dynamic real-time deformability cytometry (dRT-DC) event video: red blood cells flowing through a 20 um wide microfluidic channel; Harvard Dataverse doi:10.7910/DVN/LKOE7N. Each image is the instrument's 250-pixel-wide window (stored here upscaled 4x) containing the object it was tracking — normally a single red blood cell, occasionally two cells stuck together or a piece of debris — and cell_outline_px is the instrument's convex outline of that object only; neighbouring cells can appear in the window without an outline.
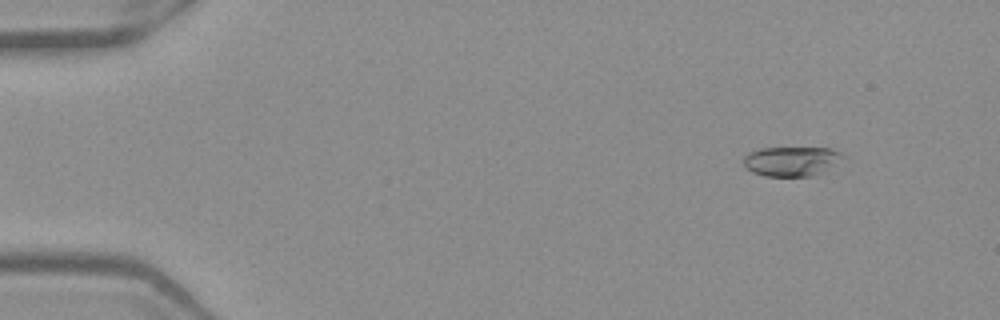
{"species": "Egyptian fruit bat (a non-hibernating species)", "species_latin": "Rousettus aegyptiacus", "temperature_condition": "warm", "stored_images_in_passage": 53, "camera_frame_rate_fps": 3000, "um_per_image_px": 0.085, "frame": {"image": 1, "passage_image": 6, "time_ms": 1.667, "image_size_px": [1000, 320], "cell_outline_px": [[844, 156], [820, 172], [812, 176], [764, 176], [752, 172], [744, 168], [744, 156], [748, 152], [760, 148], [832, 148], [840, 152]], "centroid_in_image_um": [67.18, 13.7], "position_along_channel_um": 17.8, "area_um2": 16.88}}
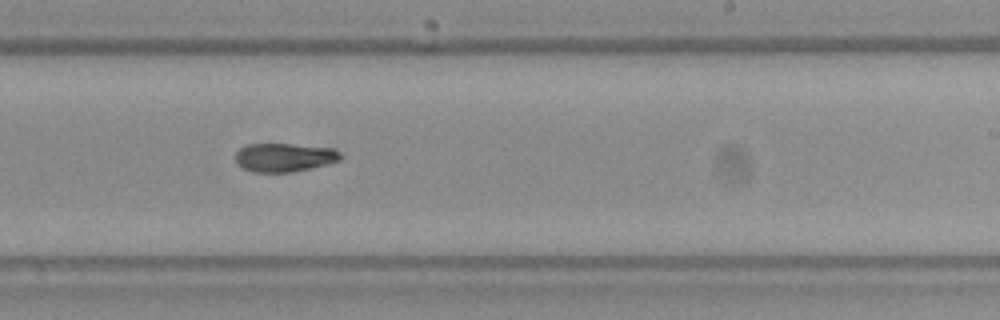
{"frame": {"image": 2, "passage_image": 33, "time_ms": 10.667, "image_size_px": [1000, 320], "cell_outline_px": [[344, 156], [340, 160], [328, 164], [292, 172], [252, 172], [236, 164], [236, 152], [244, 144], [292, 144], [336, 148]], "centroid_in_image_um": [24.19, 13.37], "position_along_channel_um": 264.8, "area_um2": 17.74}}
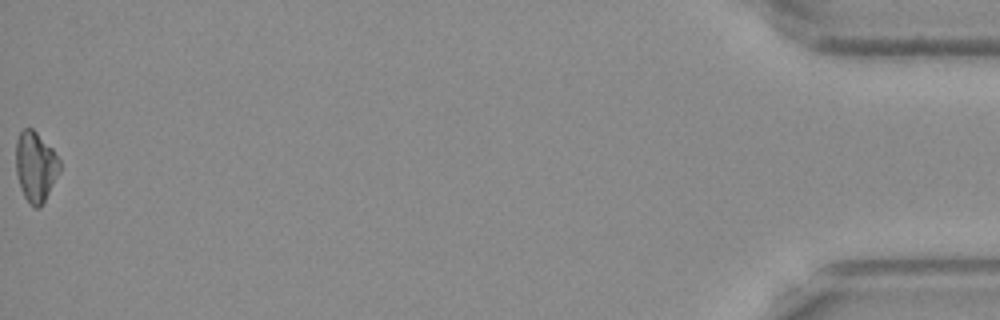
{"frame": {"image": 3, "passage_image": 53, "time_ms": 17.333, "image_size_px": [1000, 320], "cell_outline_px": [[60, 172], [40, 208], [36, 208], [24, 196], [20, 188], [16, 172], [16, 140], [20, 132], [24, 128], [32, 128], [52, 148], [60, 160]], "centroid_in_image_um": [3.02, 14.15], "position_along_channel_um": 432.2, "area_um2": 17.8}, "authors_computed_cell_mechanics": {"area_um2": 17.7446, "velocity_mm_per_s": 3.9473, "shape_relaxation_time_tau1_ms": 7.2197, "shape_relaxation_time_tau2_ms": null, "deformation_change_tau1": 0.1928, "deformation_change_tau2": null}}